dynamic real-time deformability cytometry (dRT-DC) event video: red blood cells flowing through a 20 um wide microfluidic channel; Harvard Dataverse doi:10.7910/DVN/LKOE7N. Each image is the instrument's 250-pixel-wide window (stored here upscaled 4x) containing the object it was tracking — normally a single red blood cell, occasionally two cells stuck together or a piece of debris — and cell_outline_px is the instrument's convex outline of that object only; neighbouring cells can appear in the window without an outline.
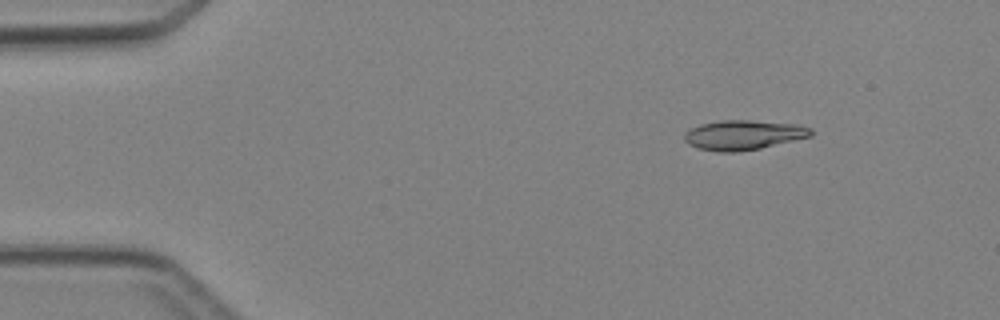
{"species": "Egyptian fruit bat (a non-hibernating species)", "species_latin": "Rousettus aegyptiacus", "temperature_condition": "cold", "stored_images_in_passage": 5, "camera_frame_rate_fps": 3000, "um_per_image_px": 0.085, "animal": {"sex": "female"}, "frame": {"image": 1, "passage_image": 2, "time_ms": 1.0, "image_size_px": [1000, 320], "cell_outline_px": [[812, 136], [760, 148], [736, 152], [720, 152], [700, 148], [688, 144], [684, 140], [684, 132], [700, 124], [720, 120], [748, 120], [796, 124], [812, 128]], "centroid_in_image_um": [63.18, 11.47], "position_along_channel_um": 21.8, "area_um2": 21.79}}
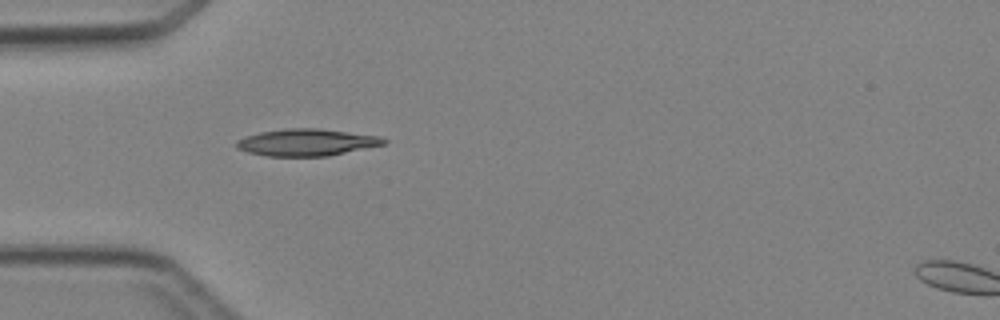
{"frame": {"image": 2, "passage_image": 4, "time_ms": 3.667, "image_size_px": [1000, 320], "cell_outline_px": [[388, 140], [384, 144], [328, 156], [268, 156], [248, 152], [236, 148], [236, 140], [260, 132], [284, 128], [316, 128], [380, 136]], "centroid_in_image_um": [26.05, 12.1], "position_along_channel_um": 59.0, "area_um2": 22.95}}